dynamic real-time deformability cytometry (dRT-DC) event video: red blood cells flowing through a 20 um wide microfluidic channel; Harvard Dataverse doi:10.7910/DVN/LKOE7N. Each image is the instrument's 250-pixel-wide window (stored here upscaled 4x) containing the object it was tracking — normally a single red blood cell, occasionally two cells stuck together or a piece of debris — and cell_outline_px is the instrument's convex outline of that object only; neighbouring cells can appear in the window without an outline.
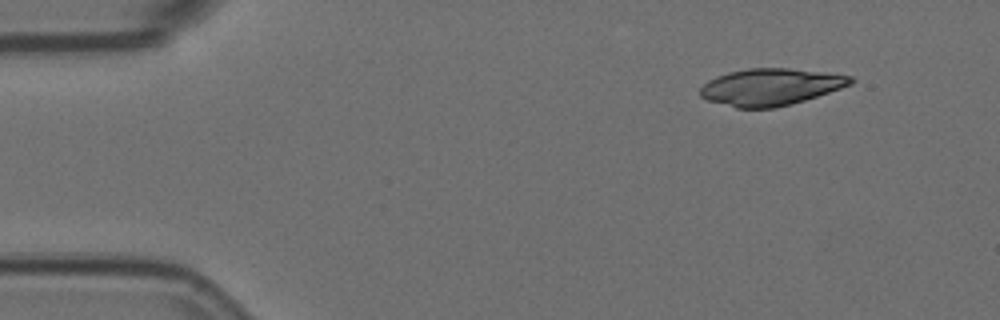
{"species": "Egyptian fruit bat (a non-hibernating species)", "species_latin": "Rousettus aegyptiacus", "temperature_condition": "room temperature", "stored_images_in_passage": 4, "camera_frame_rate_fps": 3000, "um_per_image_px": 0.085, "animal": {"sex": "female"}, "frame": {"image": 1, "passage_image": 4, "time_ms": 1.0, "image_size_px": [1000, 320], "cell_outline_px": [[856, 80], [852, 84], [804, 100], [776, 108], [736, 108], [708, 100], [700, 96], [700, 88], [708, 80], [716, 76], [728, 72], [748, 68], [788, 68], [824, 72], [852, 76]], "centroid_in_image_um": [65.49, 7.38], "position_along_channel_um": 19.5, "area_um2": 32.25}}